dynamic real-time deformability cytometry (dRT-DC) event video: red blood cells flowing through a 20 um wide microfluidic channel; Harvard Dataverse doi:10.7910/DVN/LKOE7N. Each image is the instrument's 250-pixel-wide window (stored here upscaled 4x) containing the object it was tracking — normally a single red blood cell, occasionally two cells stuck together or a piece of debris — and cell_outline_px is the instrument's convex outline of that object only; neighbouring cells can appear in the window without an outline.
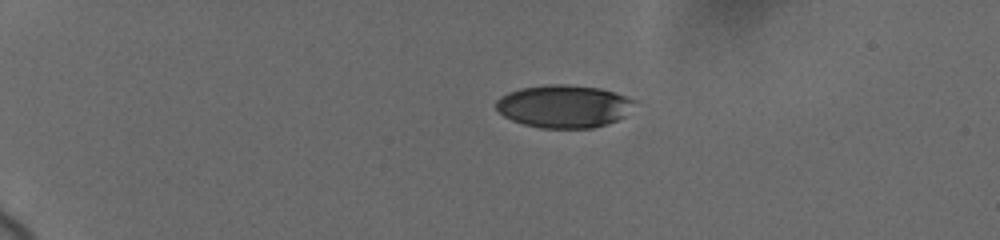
{"species": "human", "species_latin": "Homo sapiens", "temperature_condition": "cold", "stored_images_in_passage": 19, "camera_frame_rate_fps": 3000, "um_per_image_px": 0.085, "donor": {"sex": "female"}, "frame": {"image": 1, "passage_image": 1, "time_ms": 0.0, "image_size_px": [1000, 240], "cell_outline_px": [[636, 100], [624, 116], [616, 120], [592, 128], [540, 128], [524, 124], [512, 120], [504, 116], [496, 108], [496, 100], [500, 96], [508, 92], [520, 88], [548, 84], [568, 84], [600, 88]], "centroid_in_image_um": [47.88, 9.02], "position_along_channel_um": 37.1, "area_um2": 34.28}}
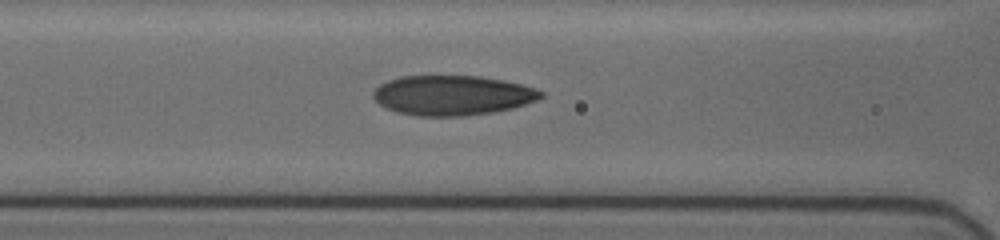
{"frame": {"image": 2, "passage_image": 9, "time_ms": 4.667, "image_size_px": [1000, 240], "cell_outline_px": [[544, 96], [536, 100], [512, 108], [492, 112], [460, 116], [416, 116], [396, 112], [380, 104], [372, 96], [372, 92], [380, 84], [388, 80], [400, 76], [480, 76], [520, 84], [544, 92]], "centroid_in_image_um": [38.41, 8.1], "position_along_channel_um": 128.2, "area_um2": 38.67}}
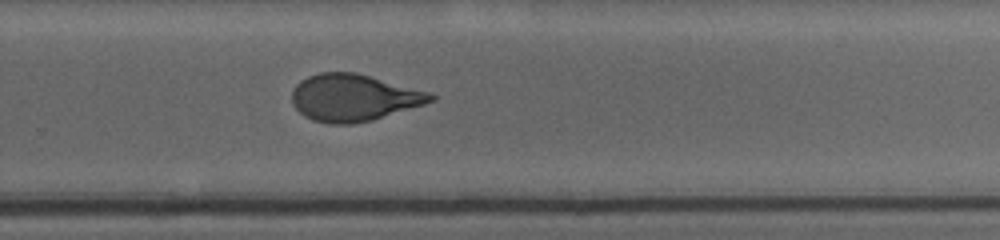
{"frame": {"image": 3, "passage_image": 19, "time_ms": 9.333, "image_size_px": [1000, 240], "cell_outline_px": [[436, 100], [424, 104], [372, 120], [352, 124], [328, 124], [312, 120], [304, 116], [292, 104], [292, 92], [296, 84], [300, 80], [308, 76], [320, 72], [356, 72], [428, 92], [436, 96]], "centroid_in_image_um": [30.02, 8.3], "position_along_channel_um": 299.8, "area_um2": 37.86}}